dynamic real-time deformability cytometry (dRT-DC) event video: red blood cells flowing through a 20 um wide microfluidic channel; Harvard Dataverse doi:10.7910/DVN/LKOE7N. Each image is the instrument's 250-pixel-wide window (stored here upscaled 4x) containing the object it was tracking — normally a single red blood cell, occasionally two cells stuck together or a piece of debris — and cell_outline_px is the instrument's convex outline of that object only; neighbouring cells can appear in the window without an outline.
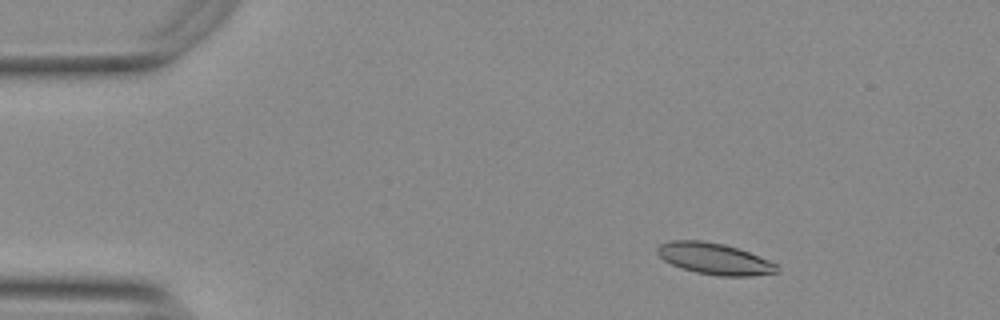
{"species": "Egyptian fruit bat (a non-hibernating species)", "species_latin": "Rousettus aegyptiacus", "temperature_condition": "warm", "stored_images_in_passage": 52, "camera_frame_rate_fps": 3000, "um_per_image_px": 0.085, "animal": {"sex": "female"}, "frame": {"image": 1, "passage_image": 5, "time_ms": 1.333, "image_size_px": [1000, 320], "cell_outline_px": [[780, 272], [752, 276], [720, 276], [696, 272], [680, 268], [664, 260], [656, 252], [656, 248], [660, 244], [672, 240], [704, 240], [724, 244], [748, 252], [780, 264]], "centroid_in_image_um": [60.76, 22.0], "position_along_channel_um": 24.2, "area_um2": 22.08}}
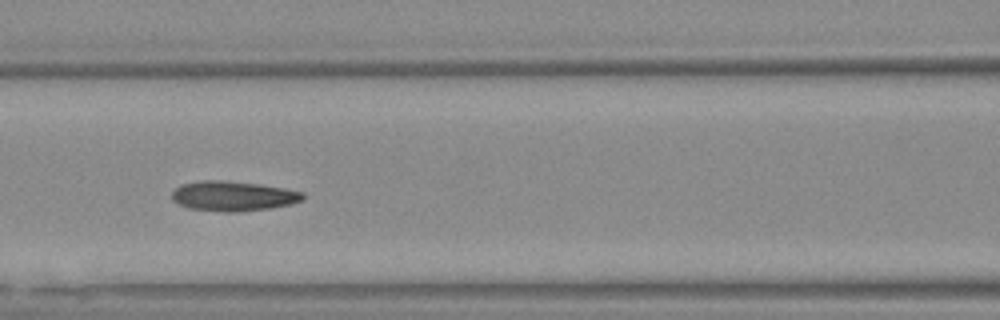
{"frame": {"image": 2, "passage_image": 21, "time_ms": 6.667, "image_size_px": [1000, 320], "cell_outline_px": [[304, 200], [292, 204], [272, 208], [240, 212], [224, 212], [188, 208], [176, 204], [172, 200], [172, 192], [180, 184], [204, 180], [220, 180], [260, 184], [284, 188], [304, 192]], "centroid_in_image_um": [19.82, 16.67], "position_along_channel_um": 146.8, "area_um2": 23.12}}
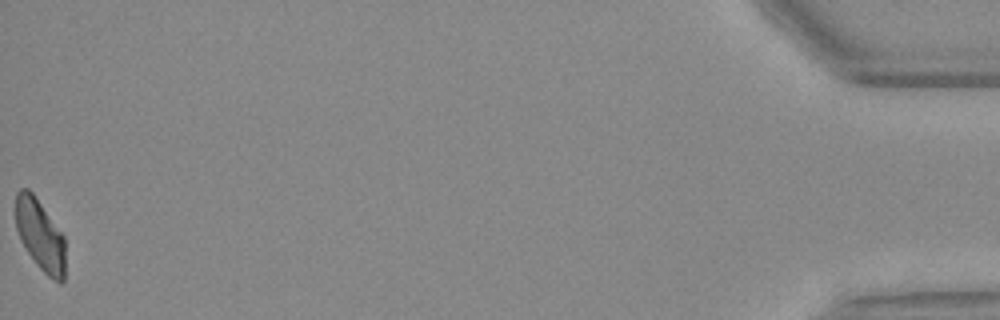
{"frame": {"image": 3, "passage_image": 52, "time_ms": 17.0, "image_size_px": [1000, 320], "cell_outline_px": [[64, 280], [60, 284], [48, 276], [36, 264], [20, 240], [16, 228], [16, 192], [20, 188], [28, 188], [32, 192], [64, 236]], "centroid_in_image_um": [3.4, 19.98], "position_along_channel_um": 431.8, "area_um2": 20.4}, "authors_computed_cell_mechanics": {"area_um2": 22.0796, "velocity_mm_per_s": 3.742, "shape_relaxation_time_tau1_ms": null, "shape_relaxation_time_tau2_ms": 3.0342, "deformation_change_tau1": null, "deformation_change_tau2": 0.0963}}